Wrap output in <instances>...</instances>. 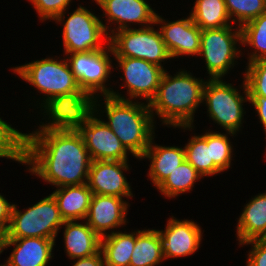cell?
Wrapping results in <instances>:
<instances>
[{"label": "cell", "mask_w": 266, "mask_h": 266, "mask_svg": "<svg viewBox=\"0 0 266 266\" xmlns=\"http://www.w3.org/2000/svg\"><path fill=\"white\" fill-rule=\"evenodd\" d=\"M36 130L12 128L11 159L55 187L87 183L92 159L76 130L63 117H51Z\"/></svg>", "instance_id": "6da1fadb"}, {"label": "cell", "mask_w": 266, "mask_h": 266, "mask_svg": "<svg viewBox=\"0 0 266 266\" xmlns=\"http://www.w3.org/2000/svg\"><path fill=\"white\" fill-rule=\"evenodd\" d=\"M13 71L45 94L42 108L49 115L48 119L91 106V100L80 89L67 58L63 61L45 58L15 67Z\"/></svg>", "instance_id": "7a4b0ae2"}, {"label": "cell", "mask_w": 266, "mask_h": 266, "mask_svg": "<svg viewBox=\"0 0 266 266\" xmlns=\"http://www.w3.org/2000/svg\"><path fill=\"white\" fill-rule=\"evenodd\" d=\"M203 80L193 77L191 72L179 71L171 76L165 70L157 92L148 104L152 116L157 114L165 125L192 129L194 112L203 103L206 84Z\"/></svg>", "instance_id": "3957f363"}, {"label": "cell", "mask_w": 266, "mask_h": 266, "mask_svg": "<svg viewBox=\"0 0 266 266\" xmlns=\"http://www.w3.org/2000/svg\"><path fill=\"white\" fill-rule=\"evenodd\" d=\"M105 122L119 138L125 148L137 159H141L150 145L154 133V123L149 105L133 102L112 90L110 95L103 96Z\"/></svg>", "instance_id": "277c9868"}, {"label": "cell", "mask_w": 266, "mask_h": 266, "mask_svg": "<svg viewBox=\"0 0 266 266\" xmlns=\"http://www.w3.org/2000/svg\"><path fill=\"white\" fill-rule=\"evenodd\" d=\"M96 99L91 100L89 108L68 112L63 118L80 135L92 161H128V150L105 121L95 117Z\"/></svg>", "instance_id": "5b68a950"}, {"label": "cell", "mask_w": 266, "mask_h": 266, "mask_svg": "<svg viewBox=\"0 0 266 266\" xmlns=\"http://www.w3.org/2000/svg\"><path fill=\"white\" fill-rule=\"evenodd\" d=\"M63 223L57 203L50 194L23 213L14 204L5 238L38 237L55 240Z\"/></svg>", "instance_id": "8992f818"}, {"label": "cell", "mask_w": 266, "mask_h": 266, "mask_svg": "<svg viewBox=\"0 0 266 266\" xmlns=\"http://www.w3.org/2000/svg\"><path fill=\"white\" fill-rule=\"evenodd\" d=\"M244 96L231 83L219 79L206 81L203 91L210 118L222 126L230 136H234L240 130L243 114V103L249 101L248 90L243 81Z\"/></svg>", "instance_id": "52a82bcc"}, {"label": "cell", "mask_w": 266, "mask_h": 266, "mask_svg": "<svg viewBox=\"0 0 266 266\" xmlns=\"http://www.w3.org/2000/svg\"><path fill=\"white\" fill-rule=\"evenodd\" d=\"M64 14H60L54 21H65L62 32L65 54L97 51L106 47L103 42L109 43V27L90 10L79 6L69 14L67 20H64Z\"/></svg>", "instance_id": "ba28073f"}, {"label": "cell", "mask_w": 266, "mask_h": 266, "mask_svg": "<svg viewBox=\"0 0 266 266\" xmlns=\"http://www.w3.org/2000/svg\"><path fill=\"white\" fill-rule=\"evenodd\" d=\"M109 45L115 57L143 59L160 67H163L161 62L171 59L160 31L151 25L114 32Z\"/></svg>", "instance_id": "9c48e42d"}, {"label": "cell", "mask_w": 266, "mask_h": 266, "mask_svg": "<svg viewBox=\"0 0 266 266\" xmlns=\"http://www.w3.org/2000/svg\"><path fill=\"white\" fill-rule=\"evenodd\" d=\"M232 26L219 29L201 30L199 56H203L210 79L222 78L234 67L235 58H239L241 50L236 44H241V27ZM235 30V31H234ZM237 48V49H236Z\"/></svg>", "instance_id": "30bf717a"}, {"label": "cell", "mask_w": 266, "mask_h": 266, "mask_svg": "<svg viewBox=\"0 0 266 266\" xmlns=\"http://www.w3.org/2000/svg\"><path fill=\"white\" fill-rule=\"evenodd\" d=\"M107 48V49H106ZM109 52L113 54L111 46L107 43L104 49L91 52H76L71 55L67 61L74 74L77 83L83 93L92 100L99 91L102 96L110 95L112 89L105 87L111 69V59Z\"/></svg>", "instance_id": "8fae6325"}, {"label": "cell", "mask_w": 266, "mask_h": 266, "mask_svg": "<svg viewBox=\"0 0 266 266\" xmlns=\"http://www.w3.org/2000/svg\"><path fill=\"white\" fill-rule=\"evenodd\" d=\"M118 67L123 71V80L127 94L132 98L142 97L149 104L154 98L161 78L165 72L163 67L143 59L131 57H115Z\"/></svg>", "instance_id": "7c38bea8"}, {"label": "cell", "mask_w": 266, "mask_h": 266, "mask_svg": "<svg viewBox=\"0 0 266 266\" xmlns=\"http://www.w3.org/2000/svg\"><path fill=\"white\" fill-rule=\"evenodd\" d=\"M156 24H162L158 30L171 58L184 55H199L201 29L193 22L191 16L168 22L157 14Z\"/></svg>", "instance_id": "4fadbf2b"}, {"label": "cell", "mask_w": 266, "mask_h": 266, "mask_svg": "<svg viewBox=\"0 0 266 266\" xmlns=\"http://www.w3.org/2000/svg\"><path fill=\"white\" fill-rule=\"evenodd\" d=\"M128 169L127 161H92L87 185L93 194L132 197L131 186L123 174Z\"/></svg>", "instance_id": "5bb4252c"}, {"label": "cell", "mask_w": 266, "mask_h": 266, "mask_svg": "<svg viewBox=\"0 0 266 266\" xmlns=\"http://www.w3.org/2000/svg\"><path fill=\"white\" fill-rule=\"evenodd\" d=\"M164 231L158 230L162 240L164 259L192 255L200 246L202 230L190 220H178L174 217L167 221Z\"/></svg>", "instance_id": "9a60e30c"}, {"label": "cell", "mask_w": 266, "mask_h": 266, "mask_svg": "<svg viewBox=\"0 0 266 266\" xmlns=\"http://www.w3.org/2000/svg\"><path fill=\"white\" fill-rule=\"evenodd\" d=\"M122 199L118 196L93 194L85 220L101 238L107 235L106 230L125 226L129 204Z\"/></svg>", "instance_id": "2e32d148"}, {"label": "cell", "mask_w": 266, "mask_h": 266, "mask_svg": "<svg viewBox=\"0 0 266 266\" xmlns=\"http://www.w3.org/2000/svg\"><path fill=\"white\" fill-rule=\"evenodd\" d=\"M104 11L108 22L116 23L117 30H111L109 37L115 32L131 28L130 23H140L147 27L155 24L157 13L146 0H94ZM130 22V23H129ZM129 25H128V24ZM147 24V25H146Z\"/></svg>", "instance_id": "e0dca14e"}, {"label": "cell", "mask_w": 266, "mask_h": 266, "mask_svg": "<svg viewBox=\"0 0 266 266\" xmlns=\"http://www.w3.org/2000/svg\"><path fill=\"white\" fill-rule=\"evenodd\" d=\"M54 239L26 237L4 238L3 249L15 246L5 266H47L53 257Z\"/></svg>", "instance_id": "ac0fdd59"}, {"label": "cell", "mask_w": 266, "mask_h": 266, "mask_svg": "<svg viewBox=\"0 0 266 266\" xmlns=\"http://www.w3.org/2000/svg\"><path fill=\"white\" fill-rule=\"evenodd\" d=\"M51 195L54 197L64 221L86 219L93 196L87 183L57 187Z\"/></svg>", "instance_id": "d6986e66"}, {"label": "cell", "mask_w": 266, "mask_h": 266, "mask_svg": "<svg viewBox=\"0 0 266 266\" xmlns=\"http://www.w3.org/2000/svg\"><path fill=\"white\" fill-rule=\"evenodd\" d=\"M65 251L71 259L89 257L101 249V237L87 224L64 221Z\"/></svg>", "instance_id": "ffe728a7"}, {"label": "cell", "mask_w": 266, "mask_h": 266, "mask_svg": "<svg viewBox=\"0 0 266 266\" xmlns=\"http://www.w3.org/2000/svg\"><path fill=\"white\" fill-rule=\"evenodd\" d=\"M153 139L154 137L141 159L151 160L148 177L150 176L152 183L157 187L186 158L184 148L154 145Z\"/></svg>", "instance_id": "44dd1931"}, {"label": "cell", "mask_w": 266, "mask_h": 266, "mask_svg": "<svg viewBox=\"0 0 266 266\" xmlns=\"http://www.w3.org/2000/svg\"><path fill=\"white\" fill-rule=\"evenodd\" d=\"M236 228L240 244L266 238V193L255 196L246 204Z\"/></svg>", "instance_id": "7402d4cb"}, {"label": "cell", "mask_w": 266, "mask_h": 266, "mask_svg": "<svg viewBox=\"0 0 266 266\" xmlns=\"http://www.w3.org/2000/svg\"><path fill=\"white\" fill-rule=\"evenodd\" d=\"M164 261L162 240L159 231L138 230L129 266H155Z\"/></svg>", "instance_id": "603a6c76"}, {"label": "cell", "mask_w": 266, "mask_h": 266, "mask_svg": "<svg viewBox=\"0 0 266 266\" xmlns=\"http://www.w3.org/2000/svg\"><path fill=\"white\" fill-rule=\"evenodd\" d=\"M135 246V232H111L101 238L105 266H129Z\"/></svg>", "instance_id": "cb8c5ba5"}, {"label": "cell", "mask_w": 266, "mask_h": 266, "mask_svg": "<svg viewBox=\"0 0 266 266\" xmlns=\"http://www.w3.org/2000/svg\"><path fill=\"white\" fill-rule=\"evenodd\" d=\"M190 13L193 22L201 29H219L231 25L225 0H195Z\"/></svg>", "instance_id": "d4e9b609"}, {"label": "cell", "mask_w": 266, "mask_h": 266, "mask_svg": "<svg viewBox=\"0 0 266 266\" xmlns=\"http://www.w3.org/2000/svg\"><path fill=\"white\" fill-rule=\"evenodd\" d=\"M186 160L203 176H211L221 171L213 164L210 153V132L192 136L184 146Z\"/></svg>", "instance_id": "484cf974"}, {"label": "cell", "mask_w": 266, "mask_h": 266, "mask_svg": "<svg viewBox=\"0 0 266 266\" xmlns=\"http://www.w3.org/2000/svg\"><path fill=\"white\" fill-rule=\"evenodd\" d=\"M200 178L202 176L197 170L187 160H184L157 186V189L161 194L172 198L190 191L196 180Z\"/></svg>", "instance_id": "4316f807"}, {"label": "cell", "mask_w": 266, "mask_h": 266, "mask_svg": "<svg viewBox=\"0 0 266 266\" xmlns=\"http://www.w3.org/2000/svg\"><path fill=\"white\" fill-rule=\"evenodd\" d=\"M241 43L255 50L248 58L249 63L266 58V12L241 27Z\"/></svg>", "instance_id": "83f0119b"}, {"label": "cell", "mask_w": 266, "mask_h": 266, "mask_svg": "<svg viewBox=\"0 0 266 266\" xmlns=\"http://www.w3.org/2000/svg\"><path fill=\"white\" fill-rule=\"evenodd\" d=\"M225 4L230 19L233 23L238 21V27L266 12V0H225Z\"/></svg>", "instance_id": "f1b7e54d"}, {"label": "cell", "mask_w": 266, "mask_h": 266, "mask_svg": "<svg viewBox=\"0 0 266 266\" xmlns=\"http://www.w3.org/2000/svg\"><path fill=\"white\" fill-rule=\"evenodd\" d=\"M244 80L249 97H266V58L248 63Z\"/></svg>", "instance_id": "f546056e"}, {"label": "cell", "mask_w": 266, "mask_h": 266, "mask_svg": "<svg viewBox=\"0 0 266 266\" xmlns=\"http://www.w3.org/2000/svg\"><path fill=\"white\" fill-rule=\"evenodd\" d=\"M228 134L210 132V153L213 164L222 172L231 166L232 151Z\"/></svg>", "instance_id": "4dcf8cb0"}, {"label": "cell", "mask_w": 266, "mask_h": 266, "mask_svg": "<svg viewBox=\"0 0 266 266\" xmlns=\"http://www.w3.org/2000/svg\"><path fill=\"white\" fill-rule=\"evenodd\" d=\"M40 20H54L60 14L64 13L71 0H30Z\"/></svg>", "instance_id": "1f68e13d"}, {"label": "cell", "mask_w": 266, "mask_h": 266, "mask_svg": "<svg viewBox=\"0 0 266 266\" xmlns=\"http://www.w3.org/2000/svg\"><path fill=\"white\" fill-rule=\"evenodd\" d=\"M252 245L247 266H266V238L253 239L239 245Z\"/></svg>", "instance_id": "d6a6232c"}, {"label": "cell", "mask_w": 266, "mask_h": 266, "mask_svg": "<svg viewBox=\"0 0 266 266\" xmlns=\"http://www.w3.org/2000/svg\"><path fill=\"white\" fill-rule=\"evenodd\" d=\"M13 205L0 194V230L4 233H6L10 225Z\"/></svg>", "instance_id": "836d02e7"}, {"label": "cell", "mask_w": 266, "mask_h": 266, "mask_svg": "<svg viewBox=\"0 0 266 266\" xmlns=\"http://www.w3.org/2000/svg\"><path fill=\"white\" fill-rule=\"evenodd\" d=\"M249 102L254 106L266 134V97H249Z\"/></svg>", "instance_id": "e575fe53"}, {"label": "cell", "mask_w": 266, "mask_h": 266, "mask_svg": "<svg viewBox=\"0 0 266 266\" xmlns=\"http://www.w3.org/2000/svg\"><path fill=\"white\" fill-rule=\"evenodd\" d=\"M76 260L77 261L73 266H105L101 250L92 256L83 257Z\"/></svg>", "instance_id": "d590c367"}, {"label": "cell", "mask_w": 266, "mask_h": 266, "mask_svg": "<svg viewBox=\"0 0 266 266\" xmlns=\"http://www.w3.org/2000/svg\"><path fill=\"white\" fill-rule=\"evenodd\" d=\"M5 233L0 230V254L3 252Z\"/></svg>", "instance_id": "8d00e7d4"}]
</instances>
